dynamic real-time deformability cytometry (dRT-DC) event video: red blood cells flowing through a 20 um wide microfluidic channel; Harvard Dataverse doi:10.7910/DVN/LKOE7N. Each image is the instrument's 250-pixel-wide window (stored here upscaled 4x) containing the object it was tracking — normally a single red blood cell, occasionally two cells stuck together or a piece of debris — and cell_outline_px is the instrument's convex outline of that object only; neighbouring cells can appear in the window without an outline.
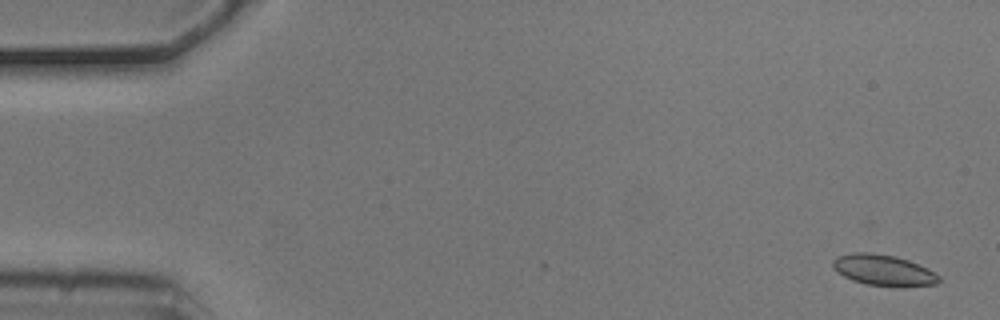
{"species": "common noctule bat (a hibernating species)", "species_latin": "Nyctalus noctula", "temperature_condition": "cold", "stored_images_in_passage": 7, "camera_frame_rate_fps": 3000, "um_per_image_px": 0.085, "animal": {"sex": "male", "body_mass_g": 20.5, "forearm_length_mm": 52.5}, "frame": {"image": 1, "passage_image": 1, "time_ms": 0.0, "image_size_px": [1000, 320], "cell_outline_px": [[940, 280], [936, 284], [900, 288], [864, 284], [852, 280], [836, 272], [832, 268], [832, 260], [836, 256], [852, 252], [868, 252], [896, 256], [908, 260], [928, 268], [936, 272], [940, 276]], "centroid_in_image_um": [75.09, 22.98], "position_along_channel_um": 9.9, "area_um2": 19.71}}
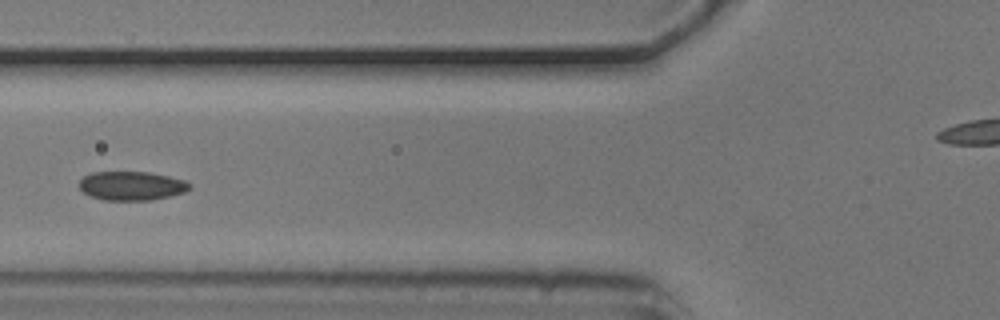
{"frame": {"image": 2, "passage_image": 6, "time_ms": 1.667, "image_size_px": [1000, 320], "cell_outline_px": [[192, 188], [184, 192], [152, 200], [104, 200], [92, 196], [84, 192], [80, 188], [80, 180], [84, 176], [92, 172], [148, 172], [168, 176], [184, 180], [192, 184]], "centroid_in_image_um": [11.21, 15.79], "position_along_channel_um": 114.6, "area_um2": 18.5}}
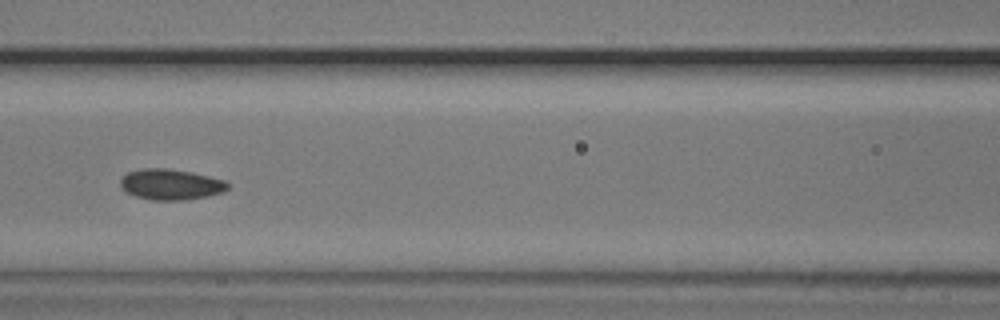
{"frame": {"image": 3, "passage_image": 7, "time_ms": 2.0, "image_size_px": [1000, 320], "cell_outline_px": [[228, 188], [220, 192], [208, 196], [184, 200], [148, 200], [124, 192], [120, 184], [120, 180], [128, 172], [144, 168], [168, 168], [192, 172], [224, 180], [228, 184]], "centroid_in_image_um": [14.47, 15.68], "position_along_channel_um": 152.1, "area_um2": 19.19}}